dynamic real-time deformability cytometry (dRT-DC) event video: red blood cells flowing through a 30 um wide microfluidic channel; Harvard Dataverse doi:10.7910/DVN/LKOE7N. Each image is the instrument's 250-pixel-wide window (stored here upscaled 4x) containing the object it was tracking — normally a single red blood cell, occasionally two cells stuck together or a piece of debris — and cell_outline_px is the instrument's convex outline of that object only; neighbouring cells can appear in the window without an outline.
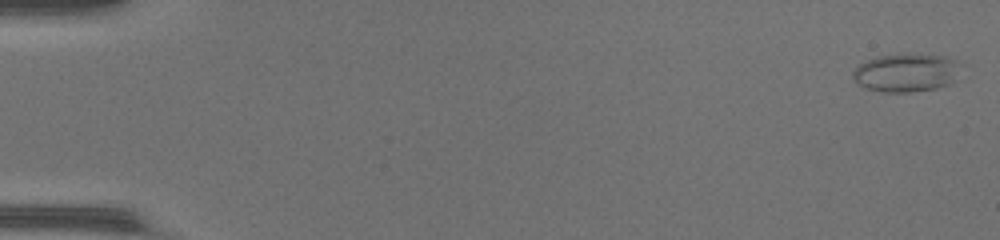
{"species": "common noctule bat (a hibernating species)", "species_latin": "Nyctalus noctula", "temperature_condition": "warm", "stored_images_in_passage": 53, "camera_frame_rate_fps": 3000, "um_per_image_px": 0.085, "animal": {"sex": "female", "body_mass_g": 17.0, "forearm_length_mm": 48.0}, "frame": {"image": 1, "passage_image": 2, "time_ms": 0.333, "image_size_px": [1000, 240], "cell_outline_px": [[964, 64], [952, 80], [948, 84], [936, 88], [912, 92], [884, 92], [868, 88], [856, 84], [852, 80], [852, 72], [856, 64], [876, 56], [900, 52], [948, 56]], "centroid_in_image_um": [76.99, 6.13], "position_along_channel_um": 8.0, "area_um2": 24.85}}
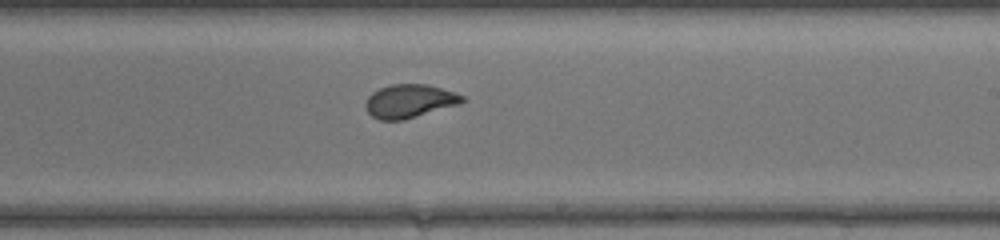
{"frame": {"image": 2, "passage_image": 33, "time_ms": 10.667, "image_size_px": [1000, 240], "cell_outline_px": [[464, 100], [460, 104], [404, 120], [380, 120], [372, 116], [368, 112], [364, 104], [368, 96], [372, 92], [380, 88], [392, 84], [428, 84], [464, 96]], "centroid_in_image_um": [34.78, 8.6], "position_along_channel_um": 254.2, "area_um2": 18.79}}
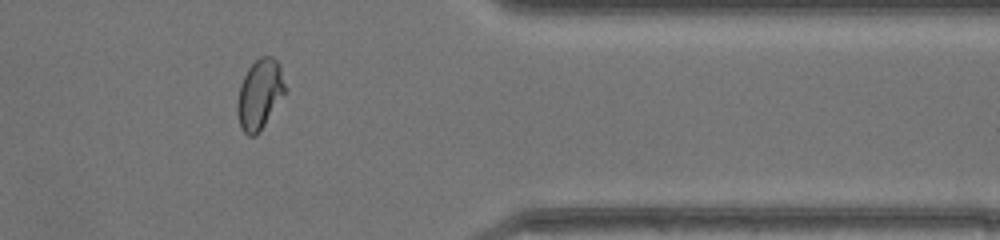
{"frame": {"image": 3, "passage_image": 44, "time_ms": 14.333, "image_size_px": [1000, 240], "cell_outline_px": [[288, 88], [260, 132], [256, 136], [248, 136], [244, 132], [240, 124], [236, 112], [236, 104], [240, 84], [248, 68], [260, 56], [272, 56], [280, 64]], "centroid_in_image_um": [22.09, 8.0], "position_along_channel_um": 389.3, "area_um2": 19.77}}